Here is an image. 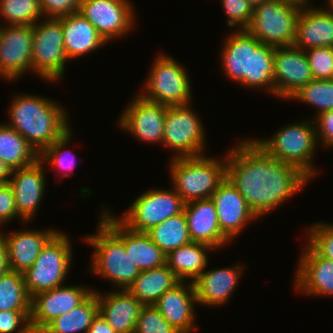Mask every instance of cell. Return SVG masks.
Instances as JSON below:
<instances>
[{
	"instance_id": "1",
	"label": "cell",
	"mask_w": 333,
	"mask_h": 333,
	"mask_svg": "<svg viewBox=\"0 0 333 333\" xmlns=\"http://www.w3.org/2000/svg\"><path fill=\"white\" fill-rule=\"evenodd\" d=\"M226 178L257 218L281 206L311 179L295 166L268 155L244 139L226 155Z\"/></svg>"
},
{
	"instance_id": "52",
	"label": "cell",
	"mask_w": 333,
	"mask_h": 333,
	"mask_svg": "<svg viewBox=\"0 0 333 333\" xmlns=\"http://www.w3.org/2000/svg\"><path fill=\"white\" fill-rule=\"evenodd\" d=\"M4 25H0V36H1V33H2V30H3V27Z\"/></svg>"
},
{
	"instance_id": "38",
	"label": "cell",
	"mask_w": 333,
	"mask_h": 333,
	"mask_svg": "<svg viewBox=\"0 0 333 333\" xmlns=\"http://www.w3.org/2000/svg\"><path fill=\"white\" fill-rule=\"evenodd\" d=\"M134 333H180L171 326L154 305H144L137 318Z\"/></svg>"
},
{
	"instance_id": "41",
	"label": "cell",
	"mask_w": 333,
	"mask_h": 333,
	"mask_svg": "<svg viewBox=\"0 0 333 333\" xmlns=\"http://www.w3.org/2000/svg\"><path fill=\"white\" fill-rule=\"evenodd\" d=\"M222 7L227 15V24L246 30L253 14V7L246 0H221Z\"/></svg>"
},
{
	"instance_id": "8",
	"label": "cell",
	"mask_w": 333,
	"mask_h": 333,
	"mask_svg": "<svg viewBox=\"0 0 333 333\" xmlns=\"http://www.w3.org/2000/svg\"><path fill=\"white\" fill-rule=\"evenodd\" d=\"M301 7L281 0H267L253 8L246 31L274 47L293 45Z\"/></svg>"
},
{
	"instance_id": "15",
	"label": "cell",
	"mask_w": 333,
	"mask_h": 333,
	"mask_svg": "<svg viewBox=\"0 0 333 333\" xmlns=\"http://www.w3.org/2000/svg\"><path fill=\"white\" fill-rule=\"evenodd\" d=\"M33 25H7L0 36V77L17 80L32 71Z\"/></svg>"
},
{
	"instance_id": "36",
	"label": "cell",
	"mask_w": 333,
	"mask_h": 333,
	"mask_svg": "<svg viewBox=\"0 0 333 333\" xmlns=\"http://www.w3.org/2000/svg\"><path fill=\"white\" fill-rule=\"evenodd\" d=\"M0 14L7 25H34L44 18L39 0H0Z\"/></svg>"
},
{
	"instance_id": "32",
	"label": "cell",
	"mask_w": 333,
	"mask_h": 333,
	"mask_svg": "<svg viewBox=\"0 0 333 333\" xmlns=\"http://www.w3.org/2000/svg\"><path fill=\"white\" fill-rule=\"evenodd\" d=\"M0 158L11 170L23 168L39 159L36 150L9 125L0 124Z\"/></svg>"
},
{
	"instance_id": "40",
	"label": "cell",
	"mask_w": 333,
	"mask_h": 333,
	"mask_svg": "<svg viewBox=\"0 0 333 333\" xmlns=\"http://www.w3.org/2000/svg\"><path fill=\"white\" fill-rule=\"evenodd\" d=\"M308 244L322 257L333 260V223H316L306 233Z\"/></svg>"
},
{
	"instance_id": "47",
	"label": "cell",
	"mask_w": 333,
	"mask_h": 333,
	"mask_svg": "<svg viewBox=\"0 0 333 333\" xmlns=\"http://www.w3.org/2000/svg\"><path fill=\"white\" fill-rule=\"evenodd\" d=\"M10 271L8 260V248L4 239L0 236V278Z\"/></svg>"
},
{
	"instance_id": "42",
	"label": "cell",
	"mask_w": 333,
	"mask_h": 333,
	"mask_svg": "<svg viewBox=\"0 0 333 333\" xmlns=\"http://www.w3.org/2000/svg\"><path fill=\"white\" fill-rule=\"evenodd\" d=\"M31 311H0V333H33L30 327Z\"/></svg>"
},
{
	"instance_id": "18",
	"label": "cell",
	"mask_w": 333,
	"mask_h": 333,
	"mask_svg": "<svg viewBox=\"0 0 333 333\" xmlns=\"http://www.w3.org/2000/svg\"><path fill=\"white\" fill-rule=\"evenodd\" d=\"M109 211L103 208L100 220L123 242L127 255L140 271L155 269L166 264V254L146 232H136L129 229Z\"/></svg>"
},
{
	"instance_id": "34",
	"label": "cell",
	"mask_w": 333,
	"mask_h": 333,
	"mask_svg": "<svg viewBox=\"0 0 333 333\" xmlns=\"http://www.w3.org/2000/svg\"><path fill=\"white\" fill-rule=\"evenodd\" d=\"M31 311L23 273L8 271L0 278V311Z\"/></svg>"
},
{
	"instance_id": "12",
	"label": "cell",
	"mask_w": 333,
	"mask_h": 333,
	"mask_svg": "<svg viewBox=\"0 0 333 333\" xmlns=\"http://www.w3.org/2000/svg\"><path fill=\"white\" fill-rule=\"evenodd\" d=\"M191 104L167 106L162 146L177 152L174 158L203 155L205 129Z\"/></svg>"
},
{
	"instance_id": "13",
	"label": "cell",
	"mask_w": 333,
	"mask_h": 333,
	"mask_svg": "<svg viewBox=\"0 0 333 333\" xmlns=\"http://www.w3.org/2000/svg\"><path fill=\"white\" fill-rule=\"evenodd\" d=\"M132 6L129 0H81L78 12L108 42L132 30L136 19Z\"/></svg>"
},
{
	"instance_id": "44",
	"label": "cell",
	"mask_w": 333,
	"mask_h": 333,
	"mask_svg": "<svg viewBox=\"0 0 333 333\" xmlns=\"http://www.w3.org/2000/svg\"><path fill=\"white\" fill-rule=\"evenodd\" d=\"M20 217L17 212L15 197L8 183H0V226Z\"/></svg>"
},
{
	"instance_id": "29",
	"label": "cell",
	"mask_w": 333,
	"mask_h": 333,
	"mask_svg": "<svg viewBox=\"0 0 333 333\" xmlns=\"http://www.w3.org/2000/svg\"><path fill=\"white\" fill-rule=\"evenodd\" d=\"M181 280L165 264L155 269L141 271L127 290L143 305H154L168 290Z\"/></svg>"
},
{
	"instance_id": "45",
	"label": "cell",
	"mask_w": 333,
	"mask_h": 333,
	"mask_svg": "<svg viewBox=\"0 0 333 333\" xmlns=\"http://www.w3.org/2000/svg\"><path fill=\"white\" fill-rule=\"evenodd\" d=\"M317 133V140L323 143V147L333 146V110L322 112L316 115L314 120ZM317 124V125H316Z\"/></svg>"
},
{
	"instance_id": "22",
	"label": "cell",
	"mask_w": 333,
	"mask_h": 333,
	"mask_svg": "<svg viewBox=\"0 0 333 333\" xmlns=\"http://www.w3.org/2000/svg\"><path fill=\"white\" fill-rule=\"evenodd\" d=\"M186 284V281H181L154 304L164 319L180 333H190L195 329V288L193 282Z\"/></svg>"
},
{
	"instance_id": "4",
	"label": "cell",
	"mask_w": 333,
	"mask_h": 333,
	"mask_svg": "<svg viewBox=\"0 0 333 333\" xmlns=\"http://www.w3.org/2000/svg\"><path fill=\"white\" fill-rule=\"evenodd\" d=\"M204 156L173 157L170 161L173 189L185 203L211 198L226 179V156L223 161Z\"/></svg>"
},
{
	"instance_id": "20",
	"label": "cell",
	"mask_w": 333,
	"mask_h": 333,
	"mask_svg": "<svg viewBox=\"0 0 333 333\" xmlns=\"http://www.w3.org/2000/svg\"><path fill=\"white\" fill-rule=\"evenodd\" d=\"M222 234L232 241L251 220L258 219L244 197L226 178L211 196Z\"/></svg>"
},
{
	"instance_id": "33",
	"label": "cell",
	"mask_w": 333,
	"mask_h": 333,
	"mask_svg": "<svg viewBox=\"0 0 333 333\" xmlns=\"http://www.w3.org/2000/svg\"><path fill=\"white\" fill-rule=\"evenodd\" d=\"M146 233L166 255L176 248L192 242L184 212L169 217Z\"/></svg>"
},
{
	"instance_id": "37",
	"label": "cell",
	"mask_w": 333,
	"mask_h": 333,
	"mask_svg": "<svg viewBox=\"0 0 333 333\" xmlns=\"http://www.w3.org/2000/svg\"><path fill=\"white\" fill-rule=\"evenodd\" d=\"M71 135V129L65 133L60 139L53 142L50 146L46 147L40 154L39 159L42 162H48L49 165H53V169L60 168V172L63 170L62 177H68L70 176V173L74 170L75 167V161H74V153H70L71 156H69L70 150H68L67 145L70 143V140H72ZM66 171V172H64ZM70 172V173H69Z\"/></svg>"
},
{
	"instance_id": "39",
	"label": "cell",
	"mask_w": 333,
	"mask_h": 333,
	"mask_svg": "<svg viewBox=\"0 0 333 333\" xmlns=\"http://www.w3.org/2000/svg\"><path fill=\"white\" fill-rule=\"evenodd\" d=\"M314 79H333V47L305 50Z\"/></svg>"
},
{
	"instance_id": "9",
	"label": "cell",
	"mask_w": 333,
	"mask_h": 333,
	"mask_svg": "<svg viewBox=\"0 0 333 333\" xmlns=\"http://www.w3.org/2000/svg\"><path fill=\"white\" fill-rule=\"evenodd\" d=\"M154 60L141 96L165 106L190 104L192 86L184 66L168 54L162 53Z\"/></svg>"
},
{
	"instance_id": "30",
	"label": "cell",
	"mask_w": 333,
	"mask_h": 333,
	"mask_svg": "<svg viewBox=\"0 0 333 333\" xmlns=\"http://www.w3.org/2000/svg\"><path fill=\"white\" fill-rule=\"evenodd\" d=\"M210 245L191 242L176 248L166 255V265L181 280L190 278L193 282L208 266L207 251L213 250Z\"/></svg>"
},
{
	"instance_id": "35",
	"label": "cell",
	"mask_w": 333,
	"mask_h": 333,
	"mask_svg": "<svg viewBox=\"0 0 333 333\" xmlns=\"http://www.w3.org/2000/svg\"><path fill=\"white\" fill-rule=\"evenodd\" d=\"M317 108V115L333 110V79H313L291 97Z\"/></svg>"
},
{
	"instance_id": "14",
	"label": "cell",
	"mask_w": 333,
	"mask_h": 333,
	"mask_svg": "<svg viewBox=\"0 0 333 333\" xmlns=\"http://www.w3.org/2000/svg\"><path fill=\"white\" fill-rule=\"evenodd\" d=\"M94 289L81 286H59L31 298L30 327L39 333L55 318L80 305Z\"/></svg>"
},
{
	"instance_id": "6",
	"label": "cell",
	"mask_w": 333,
	"mask_h": 333,
	"mask_svg": "<svg viewBox=\"0 0 333 333\" xmlns=\"http://www.w3.org/2000/svg\"><path fill=\"white\" fill-rule=\"evenodd\" d=\"M98 224L96 234L85 238L95 250L90 272L127 289L141 271L127 255L123 242L101 220Z\"/></svg>"
},
{
	"instance_id": "5",
	"label": "cell",
	"mask_w": 333,
	"mask_h": 333,
	"mask_svg": "<svg viewBox=\"0 0 333 333\" xmlns=\"http://www.w3.org/2000/svg\"><path fill=\"white\" fill-rule=\"evenodd\" d=\"M315 127L314 120H304L284 126L273 137L253 141L268 155L295 166L312 179L316 175L312 159L319 144Z\"/></svg>"
},
{
	"instance_id": "17",
	"label": "cell",
	"mask_w": 333,
	"mask_h": 333,
	"mask_svg": "<svg viewBox=\"0 0 333 333\" xmlns=\"http://www.w3.org/2000/svg\"><path fill=\"white\" fill-rule=\"evenodd\" d=\"M313 79L304 50L293 45L275 47L274 96L288 99Z\"/></svg>"
},
{
	"instance_id": "3",
	"label": "cell",
	"mask_w": 333,
	"mask_h": 333,
	"mask_svg": "<svg viewBox=\"0 0 333 333\" xmlns=\"http://www.w3.org/2000/svg\"><path fill=\"white\" fill-rule=\"evenodd\" d=\"M48 99L17 94L8 110L11 122L7 125L24 137L38 154L70 130L63 106Z\"/></svg>"
},
{
	"instance_id": "19",
	"label": "cell",
	"mask_w": 333,
	"mask_h": 333,
	"mask_svg": "<svg viewBox=\"0 0 333 333\" xmlns=\"http://www.w3.org/2000/svg\"><path fill=\"white\" fill-rule=\"evenodd\" d=\"M45 163L37 159L33 164L12 170L11 186L20 219L32 220L36 214L45 192ZM22 217V218H21Z\"/></svg>"
},
{
	"instance_id": "10",
	"label": "cell",
	"mask_w": 333,
	"mask_h": 333,
	"mask_svg": "<svg viewBox=\"0 0 333 333\" xmlns=\"http://www.w3.org/2000/svg\"><path fill=\"white\" fill-rule=\"evenodd\" d=\"M42 22L33 25L32 72L47 82L58 81L68 63L64 52L63 27L56 18H46Z\"/></svg>"
},
{
	"instance_id": "2",
	"label": "cell",
	"mask_w": 333,
	"mask_h": 333,
	"mask_svg": "<svg viewBox=\"0 0 333 333\" xmlns=\"http://www.w3.org/2000/svg\"><path fill=\"white\" fill-rule=\"evenodd\" d=\"M226 38L220 52L226 76L246 88L262 87L274 95L275 47L261 43L246 30L237 29Z\"/></svg>"
},
{
	"instance_id": "26",
	"label": "cell",
	"mask_w": 333,
	"mask_h": 333,
	"mask_svg": "<svg viewBox=\"0 0 333 333\" xmlns=\"http://www.w3.org/2000/svg\"><path fill=\"white\" fill-rule=\"evenodd\" d=\"M244 265L204 270L194 281L197 303L203 306H220L231 298Z\"/></svg>"
},
{
	"instance_id": "23",
	"label": "cell",
	"mask_w": 333,
	"mask_h": 333,
	"mask_svg": "<svg viewBox=\"0 0 333 333\" xmlns=\"http://www.w3.org/2000/svg\"><path fill=\"white\" fill-rule=\"evenodd\" d=\"M314 7H310V4L301 7L297 21L293 46L304 51L333 47V11Z\"/></svg>"
},
{
	"instance_id": "48",
	"label": "cell",
	"mask_w": 333,
	"mask_h": 333,
	"mask_svg": "<svg viewBox=\"0 0 333 333\" xmlns=\"http://www.w3.org/2000/svg\"><path fill=\"white\" fill-rule=\"evenodd\" d=\"M12 170L0 158V183H8L11 177Z\"/></svg>"
},
{
	"instance_id": "46",
	"label": "cell",
	"mask_w": 333,
	"mask_h": 333,
	"mask_svg": "<svg viewBox=\"0 0 333 333\" xmlns=\"http://www.w3.org/2000/svg\"><path fill=\"white\" fill-rule=\"evenodd\" d=\"M86 333H117L101 316L100 313L96 315Z\"/></svg>"
},
{
	"instance_id": "16",
	"label": "cell",
	"mask_w": 333,
	"mask_h": 333,
	"mask_svg": "<svg viewBox=\"0 0 333 333\" xmlns=\"http://www.w3.org/2000/svg\"><path fill=\"white\" fill-rule=\"evenodd\" d=\"M119 118L120 127L140 141L162 144L167 106L139 96L132 99Z\"/></svg>"
},
{
	"instance_id": "49",
	"label": "cell",
	"mask_w": 333,
	"mask_h": 333,
	"mask_svg": "<svg viewBox=\"0 0 333 333\" xmlns=\"http://www.w3.org/2000/svg\"><path fill=\"white\" fill-rule=\"evenodd\" d=\"M281 1H285V2H288V3H291V4H294L296 6H299V7H304L306 6L307 4H310L308 0H281Z\"/></svg>"
},
{
	"instance_id": "28",
	"label": "cell",
	"mask_w": 333,
	"mask_h": 333,
	"mask_svg": "<svg viewBox=\"0 0 333 333\" xmlns=\"http://www.w3.org/2000/svg\"><path fill=\"white\" fill-rule=\"evenodd\" d=\"M57 19L63 27L64 52L68 60L85 56L106 45L107 41L79 12Z\"/></svg>"
},
{
	"instance_id": "7",
	"label": "cell",
	"mask_w": 333,
	"mask_h": 333,
	"mask_svg": "<svg viewBox=\"0 0 333 333\" xmlns=\"http://www.w3.org/2000/svg\"><path fill=\"white\" fill-rule=\"evenodd\" d=\"M70 242L65 233L58 231L42 248L33 266L23 273L30 298L63 285L73 258Z\"/></svg>"
},
{
	"instance_id": "43",
	"label": "cell",
	"mask_w": 333,
	"mask_h": 333,
	"mask_svg": "<svg viewBox=\"0 0 333 333\" xmlns=\"http://www.w3.org/2000/svg\"><path fill=\"white\" fill-rule=\"evenodd\" d=\"M41 12L47 18H60L79 11L81 0H39Z\"/></svg>"
},
{
	"instance_id": "24",
	"label": "cell",
	"mask_w": 333,
	"mask_h": 333,
	"mask_svg": "<svg viewBox=\"0 0 333 333\" xmlns=\"http://www.w3.org/2000/svg\"><path fill=\"white\" fill-rule=\"evenodd\" d=\"M184 214L192 242L205 243L214 249L230 242L222 234L211 198L185 203Z\"/></svg>"
},
{
	"instance_id": "11",
	"label": "cell",
	"mask_w": 333,
	"mask_h": 333,
	"mask_svg": "<svg viewBox=\"0 0 333 333\" xmlns=\"http://www.w3.org/2000/svg\"><path fill=\"white\" fill-rule=\"evenodd\" d=\"M184 208V200L173 188L152 189L135 198L119 220L133 231L147 232L169 217L183 213Z\"/></svg>"
},
{
	"instance_id": "51",
	"label": "cell",
	"mask_w": 333,
	"mask_h": 333,
	"mask_svg": "<svg viewBox=\"0 0 333 333\" xmlns=\"http://www.w3.org/2000/svg\"><path fill=\"white\" fill-rule=\"evenodd\" d=\"M328 2V6L326 5V8L325 9H328L330 11H333V0H327Z\"/></svg>"
},
{
	"instance_id": "25",
	"label": "cell",
	"mask_w": 333,
	"mask_h": 333,
	"mask_svg": "<svg viewBox=\"0 0 333 333\" xmlns=\"http://www.w3.org/2000/svg\"><path fill=\"white\" fill-rule=\"evenodd\" d=\"M101 294L96 291L99 313L117 333H134L144 306L127 289Z\"/></svg>"
},
{
	"instance_id": "27",
	"label": "cell",
	"mask_w": 333,
	"mask_h": 333,
	"mask_svg": "<svg viewBox=\"0 0 333 333\" xmlns=\"http://www.w3.org/2000/svg\"><path fill=\"white\" fill-rule=\"evenodd\" d=\"M56 230H22L0 236L8 248V260L11 271L24 273L31 268L42 248L57 233Z\"/></svg>"
},
{
	"instance_id": "31",
	"label": "cell",
	"mask_w": 333,
	"mask_h": 333,
	"mask_svg": "<svg viewBox=\"0 0 333 333\" xmlns=\"http://www.w3.org/2000/svg\"><path fill=\"white\" fill-rule=\"evenodd\" d=\"M99 313L96 291L80 305L48 323L39 333H86Z\"/></svg>"
},
{
	"instance_id": "50",
	"label": "cell",
	"mask_w": 333,
	"mask_h": 333,
	"mask_svg": "<svg viewBox=\"0 0 333 333\" xmlns=\"http://www.w3.org/2000/svg\"><path fill=\"white\" fill-rule=\"evenodd\" d=\"M253 8L257 7L258 5L262 4L264 1L267 0H246Z\"/></svg>"
},
{
	"instance_id": "21",
	"label": "cell",
	"mask_w": 333,
	"mask_h": 333,
	"mask_svg": "<svg viewBox=\"0 0 333 333\" xmlns=\"http://www.w3.org/2000/svg\"><path fill=\"white\" fill-rule=\"evenodd\" d=\"M303 248L295 273L296 289L307 295H333V260L320 256L309 244Z\"/></svg>"
}]
</instances>
